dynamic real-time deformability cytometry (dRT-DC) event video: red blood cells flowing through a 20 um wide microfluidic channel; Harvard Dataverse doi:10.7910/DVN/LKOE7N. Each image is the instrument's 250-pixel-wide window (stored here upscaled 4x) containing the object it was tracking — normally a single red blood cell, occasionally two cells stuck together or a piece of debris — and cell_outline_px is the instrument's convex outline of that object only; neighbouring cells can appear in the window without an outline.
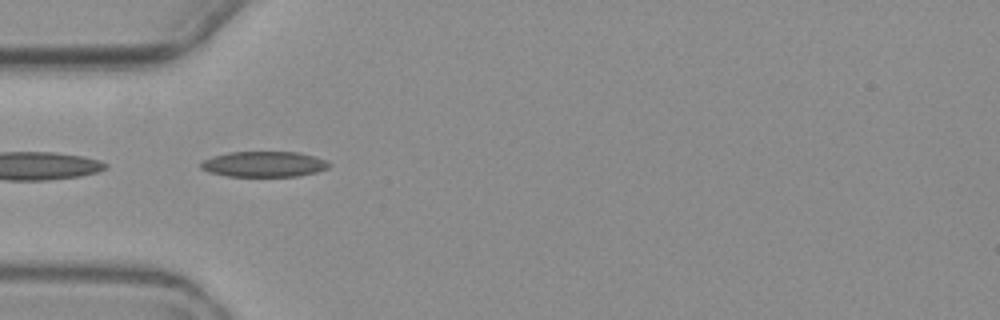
{"species": "common noctule bat (a hibernating species)", "species_latin": "Nyctalus noctula", "temperature_condition": "warm", "stored_images_in_passage": 6, "camera_frame_rate_fps": 3000, "um_per_image_px": 0.085, "animal": {"sex": "female", "body_mass_g": 19.3, "forearm_length_mm": 54.1}, "frame": {"image": 1, "passage_image": 4, "time_ms": 3.667, "image_size_px": [1000, 320], "cell_outline_px": [[332, 164], [328, 168], [316, 172], [296, 176], [228, 176], [208, 172], [200, 168], [200, 164], [204, 160], [212, 156], [228, 152], [296, 152], [316, 156]], "centroid_in_image_um": [22.43, 13.95], "position_along_channel_um": 62.6, "area_um2": 19.07}}
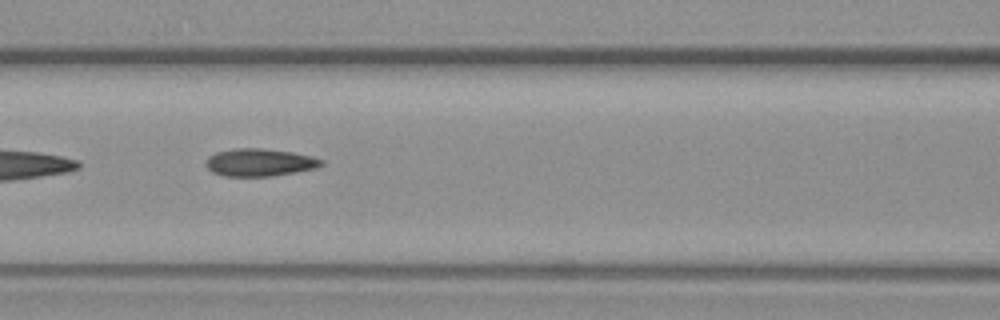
{"frame": {"image": 2, "passage_image": 6, "time_ms": 6.0, "image_size_px": [1000, 320], "cell_outline_px": [[324, 164], [316, 168], [296, 172], [272, 176], [224, 176], [212, 172], [204, 164], [204, 160], [208, 156], [216, 152], [236, 148], [260, 148], [292, 152], [312, 156], [324, 160]], "centroid_in_image_um": [22.05, 13.8], "position_along_channel_um": 144.5, "area_um2": 18.73}}